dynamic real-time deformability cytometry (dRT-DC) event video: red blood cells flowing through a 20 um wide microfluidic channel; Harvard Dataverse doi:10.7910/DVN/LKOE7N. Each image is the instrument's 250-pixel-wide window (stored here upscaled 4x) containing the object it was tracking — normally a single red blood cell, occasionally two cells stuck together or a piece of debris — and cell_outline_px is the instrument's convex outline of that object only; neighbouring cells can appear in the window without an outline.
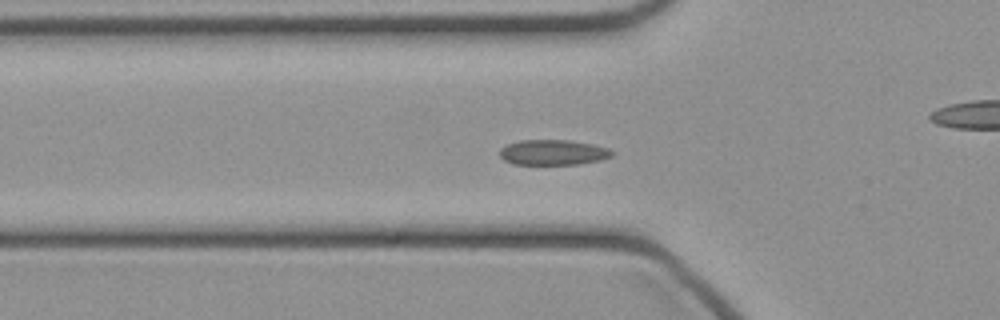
{"species": "common noctule bat (a hibernating species)", "species_latin": "Nyctalus noctula", "temperature_condition": "cold", "stored_images_in_passage": 49, "camera_frame_rate_fps": 3000, "um_per_image_px": 0.085, "animal": {"sex": "female", "body_mass_g": 21.9}, "frame": {"image": 1, "passage_image": 16, "time_ms": 5.0, "image_size_px": [1000, 320], "cell_outline_px": [[616, 152], [612, 156], [600, 160], [580, 164], [512, 164], [504, 160], [500, 156], [500, 148], [508, 144], [520, 140], [568, 140], [592, 144], [608, 148]], "centroid_in_image_um": [47.02, 12.95], "position_along_channel_um": 78.8, "area_um2": 16.59}}
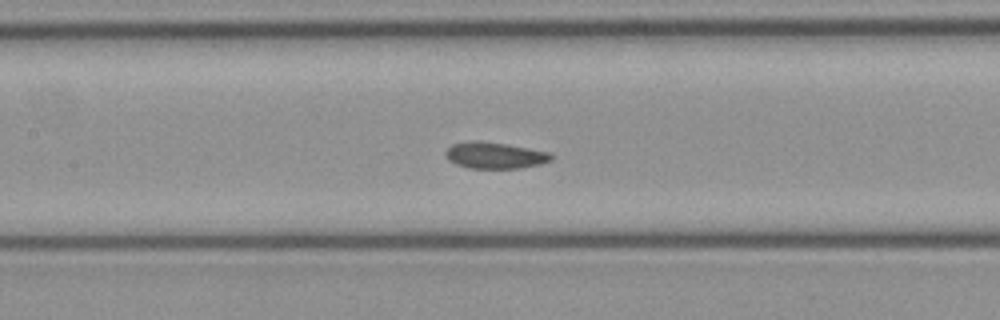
{"frame": {"image": 2, "passage_image": 22, "time_ms": 7.0, "image_size_px": [1000, 320], "cell_outline_px": [[556, 156], [552, 160], [540, 164], [520, 168], [468, 168], [456, 164], [448, 160], [444, 156], [444, 152], [452, 144], [472, 140], [504, 144], [552, 152]], "centroid_in_image_um": [42.08, 13.21], "position_along_channel_um": 165.3, "area_um2": 16.36}}
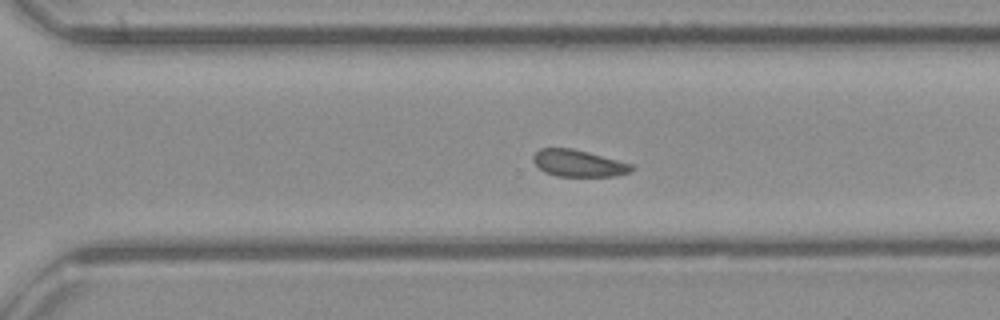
{"frame": {"image": 3, "passage_image": 33, "time_ms": 10.667, "image_size_px": [1000, 320], "cell_outline_px": [[636, 168], [632, 172], [616, 176], [556, 176], [544, 172], [532, 160], [532, 156], [540, 148], [572, 148], [588, 152], [632, 164]], "centroid_in_image_um": [49.19, 13.88], "position_along_channel_um": 321.4, "area_um2": 15.43}}